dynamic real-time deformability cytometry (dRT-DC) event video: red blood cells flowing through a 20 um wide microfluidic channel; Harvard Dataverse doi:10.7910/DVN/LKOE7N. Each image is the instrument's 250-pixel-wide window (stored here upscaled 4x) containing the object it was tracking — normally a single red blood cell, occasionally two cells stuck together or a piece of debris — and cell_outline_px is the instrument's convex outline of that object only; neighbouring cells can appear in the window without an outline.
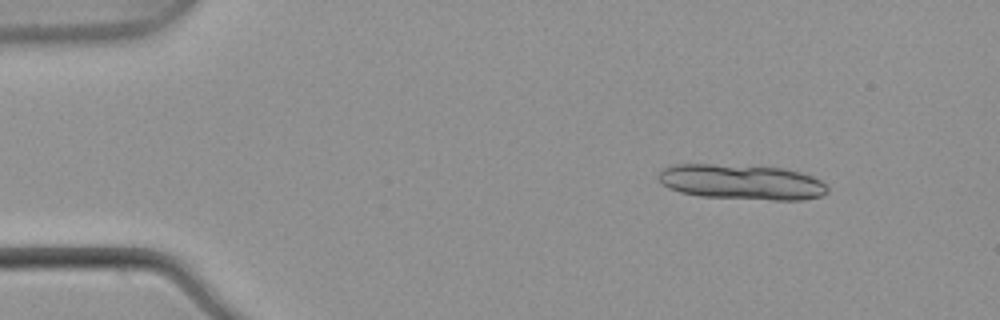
{"species": "common noctule bat (a hibernating species)", "species_latin": "Nyctalus noctula", "temperature_condition": "warm", "stored_images_in_passage": 4, "camera_frame_rate_fps": 3000, "um_per_image_px": 0.085, "animal": {"sex": "male", "body_mass_g": 21.5, "forearm_length_mm": 52.0}, "frame": {"image": 1, "passage_image": 1, "time_ms": 0.0, "image_size_px": [1000, 320], "cell_outline_px": [[828, 192], [820, 196], [804, 200], [772, 200], [700, 196], [680, 192], [668, 188], [656, 176], [664, 168], [672, 164], [712, 164], [784, 168], [800, 172], [812, 176], [820, 180], [828, 188]], "centroid_in_image_um": [63.04, 15.47], "position_along_channel_um": 22.0, "area_um2": 34.68}}